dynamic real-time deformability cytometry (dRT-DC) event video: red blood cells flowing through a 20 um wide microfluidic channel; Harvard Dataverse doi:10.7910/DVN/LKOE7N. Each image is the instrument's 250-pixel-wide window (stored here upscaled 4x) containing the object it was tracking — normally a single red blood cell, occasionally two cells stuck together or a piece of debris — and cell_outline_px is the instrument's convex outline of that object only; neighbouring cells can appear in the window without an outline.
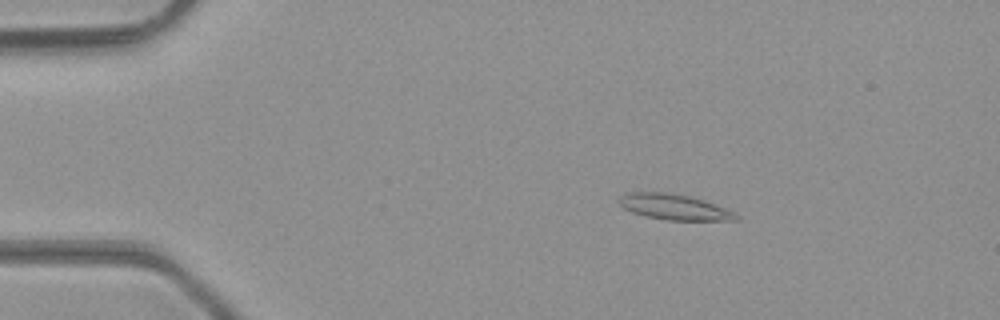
{"species": "common noctule bat (a hibernating species)", "species_latin": "Nyctalus noctula", "temperature_condition": "room temperature", "stored_images_in_passage": 48, "camera_frame_rate_fps": 3000, "um_per_image_px": 0.085, "animal": {"sex": "male", "body_mass_g": 23.1, "forearm_length_mm": 52.7}, "frame": {"image": 1, "passage_image": 9, "time_ms": 2.667, "image_size_px": [1000, 320], "cell_outline_px": [[740, 220], [668, 220], [648, 216], [632, 212], [624, 208], [616, 200], [620, 196], [632, 192], [664, 192], [692, 196], [704, 200], [736, 212], [740, 216]], "centroid_in_image_um": [57.35, 17.59], "position_along_channel_um": 27.7, "area_um2": 17.46}}
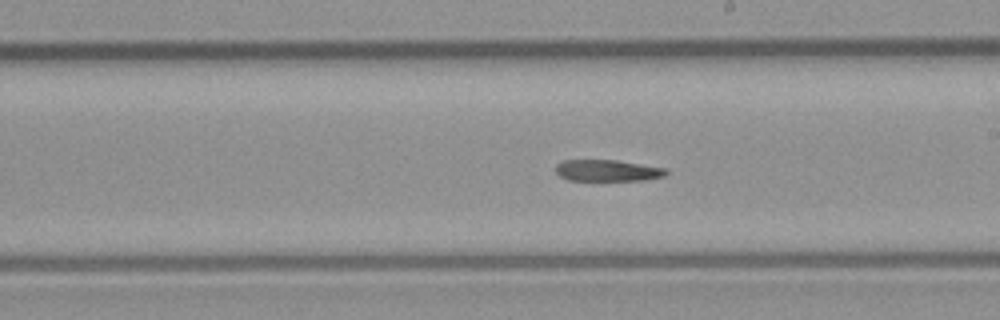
{"frame": {"image": 2, "passage_image": 28, "time_ms": 9.0, "image_size_px": [1000, 320], "cell_outline_px": [[668, 172], [664, 176], [644, 180], [568, 180], [560, 176], [556, 172], [556, 164], [564, 160], [616, 160], [664, 168]], "centroid_in_image_um": [51.6, 14.49], "position_along_channel_um": 237.4, "area_um2": 13.64}}
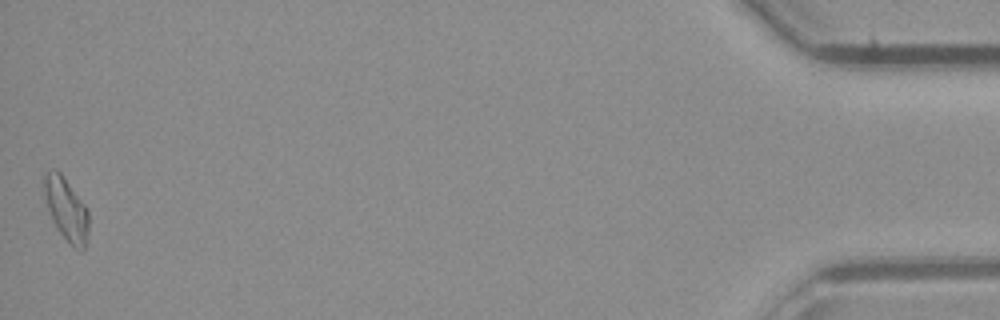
{"frame": {"image": 3, "passage_image": 48, "time_ms": 15.667, "image_size_px": [1000, 320], "cell_outline_px": [[88, 236], [84, 252], [80, 252], [60, 232], [52, 220], [48, 212], [44, 192], [44, 176], [48, 172], [56, 168], [60, 172], [84, 204], [88, 212]], "centroid_in_image_um": [5.64, 17.8], "position_along_channel_um": 429.6, "area_um2": 16.07}}